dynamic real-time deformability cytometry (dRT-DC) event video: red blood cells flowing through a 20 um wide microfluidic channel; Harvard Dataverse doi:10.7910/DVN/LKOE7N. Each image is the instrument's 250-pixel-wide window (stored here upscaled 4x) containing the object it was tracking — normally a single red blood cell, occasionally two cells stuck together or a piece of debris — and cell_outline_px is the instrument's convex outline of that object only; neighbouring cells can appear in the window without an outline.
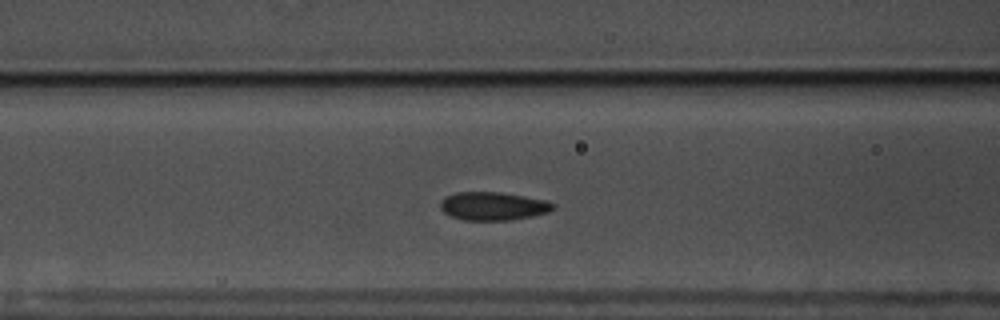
{"species": "common noctule bat (a hibernating species)", "species_latin": "Nyctalus noctula", "temperature_condition": "warm", "stored_images_in_passage": 52, "camera_frame_rate_fps": 3000, "um_per_image_px": 0.085, "animal": {"sex": "male", "body_mass_g": 17.5, "forearm_length_mm": 52.3}, "frame": {"image": 1, "passage_image": 18, "time_ms": 5.667, "image_size_px": [1000, 320], "cell_outline_px": [[556, 204], [548, 212], [532, 216], [508, 220], [464, 220], [452, 216], [444, 212], [440, 208], [440, 200], [444, 196], [456, 192], [500, 192], [524, 196], [544, 200]], "centroid_in_image_um": [41.87, 17.51], "position_along_channel_um": 124.7, "area_um2": 18.5}}
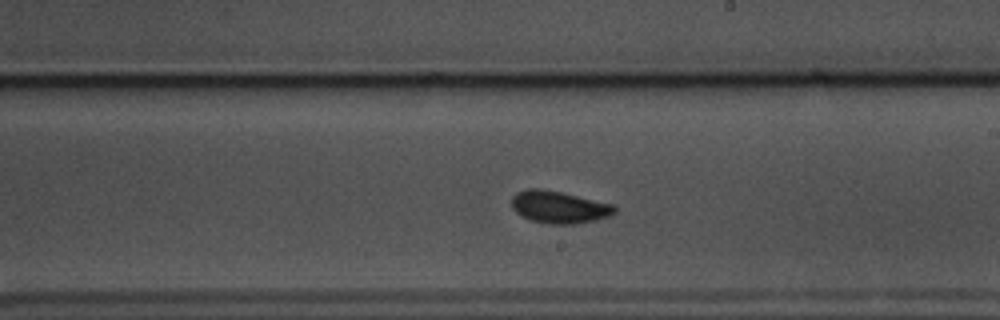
{"frame": {"image": 2, "passage_image": 28, "time_ms": 9.0, "image_size_px": [1000, 320], "cell_outline_px": [[616, 212], [608, 216], [596, 220], [576, 224], [552, 224], [532, 220], [516, 212], [512, 208], [512, 196], [516, 192], [524, 188], [540, 188], [560, 192], [616, 204]], "centroid_in_image_um": [47.54, 17.59], "position_along_channel_um": 241.5, "area_um2": 19.42}}
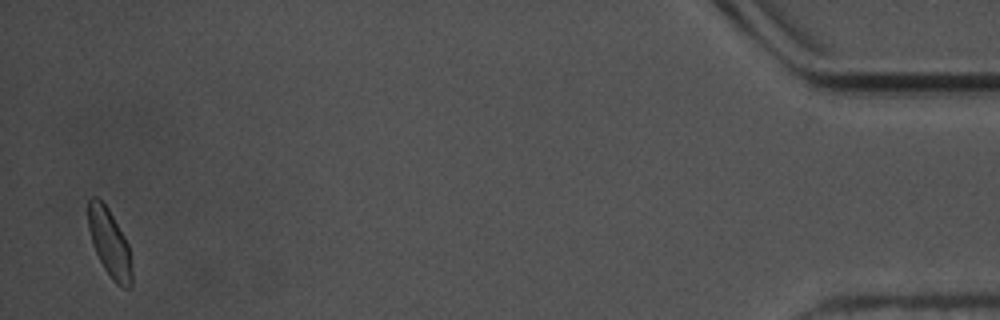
{"frame": {"image": 3, "passage_image": 51, "time_ms": 16.667, "image_size_px": [1000, 320], "cell_outline_px": [[132, 288], [124, 288], [116, 284], [112, 280], [104, 268], [96, 252], [88, 228], [88, 200], [92, 196], [96, 196], [108, 208], [124, 236], [128, 244], [132, 268]], "centroid_in_image_um": [9.32, 20.68], "position_along_channel_um": 425.9, "area_um2": 17.17}, "authors_computed_cell_mechanics": {"area_um2": 18.3515, "velocity_mm_per_s": 3.522, "shape_relaxation_time_tau1_ms": null, "shape_relaxation_time_tau2_ms": 0.9885, "deformation_change_tau1": null, "deformation_change_tau2": 0.048}}